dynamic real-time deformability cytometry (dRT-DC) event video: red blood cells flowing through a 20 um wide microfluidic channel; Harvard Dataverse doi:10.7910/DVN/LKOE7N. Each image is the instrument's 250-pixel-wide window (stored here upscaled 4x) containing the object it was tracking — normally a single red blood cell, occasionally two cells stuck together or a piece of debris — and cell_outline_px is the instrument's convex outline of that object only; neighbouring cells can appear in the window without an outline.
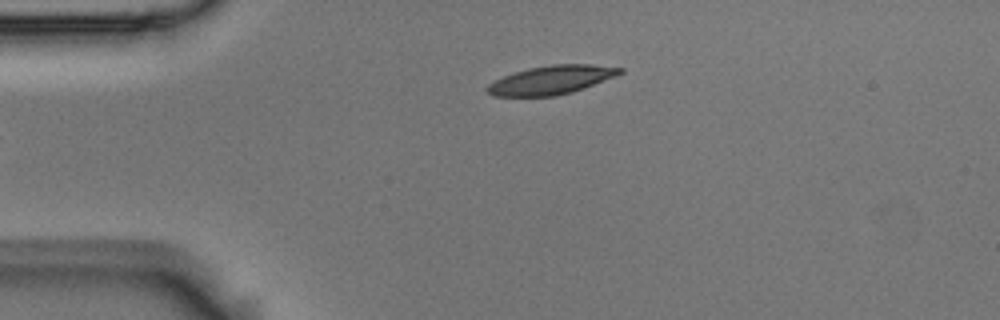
{"species": "Egyptian fruit bat (a non-hibernating species)", "species_latin": "Rousettus aegyptiacus", "temperature_condition": "room temperature", "stored_images_in_passage": 6, "camera_frame_rate_fps": 3000, "um_per_image_px": 0.085, "animal": {"sex": "male"}, "frame": {"image": 1, "passage_image": 6, "time_ms": 1.667, "image_size_px": [1000, 320], "cell_outline_px": [[624, 72], [616, 76], [572, 92], [556, 96], [496, 96], [488, 92], [484, 88], [488, 84], [504, 76], [528, 68], [552, 64], [588, 64], [624, 68]], "centroid_in_image_um": [46.87, 6.79], "position_along_channel_um": 38.1, "area_um2": 22.02}}